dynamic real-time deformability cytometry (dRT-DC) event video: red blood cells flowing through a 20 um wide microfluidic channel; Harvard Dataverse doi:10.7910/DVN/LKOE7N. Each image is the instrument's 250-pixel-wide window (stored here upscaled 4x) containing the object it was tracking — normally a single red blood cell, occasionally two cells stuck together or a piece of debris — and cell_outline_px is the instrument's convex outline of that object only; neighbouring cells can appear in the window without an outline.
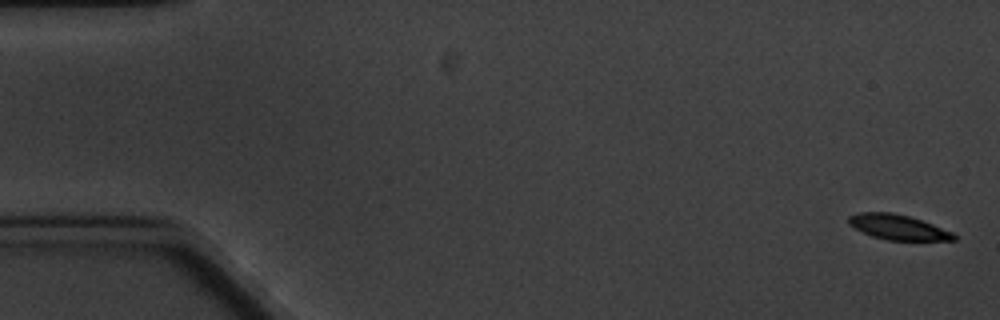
{"species": "common noctule bat (a hibernating species)", "species_latin": "Nyctalus noctula", "temperature_condition": "cold", "stored_images_in_passage": 6, "camera_frame_rate_fps": 3000, "um_per_image_px": 0.085, "animal": {"sex": "male", "body_mass_g": 20.1, "forearm_length_mm": 53.5}, "frame": {"image": 1, "passage_image": 1, "time_ms": 0.0, "image_size_px": [1000, 320], "cell_outline_px": [[956, 240], [888, 240], [872, 236], [848, 224], [848, 216], [860, 212], [892, 212], [908, 216], [932, 224], [952, 232], [956, 236]], "centroid_in_image_um": [76.31, 19.3], "position_along_channel_um": 8.7, "area_um2": 15.14}}